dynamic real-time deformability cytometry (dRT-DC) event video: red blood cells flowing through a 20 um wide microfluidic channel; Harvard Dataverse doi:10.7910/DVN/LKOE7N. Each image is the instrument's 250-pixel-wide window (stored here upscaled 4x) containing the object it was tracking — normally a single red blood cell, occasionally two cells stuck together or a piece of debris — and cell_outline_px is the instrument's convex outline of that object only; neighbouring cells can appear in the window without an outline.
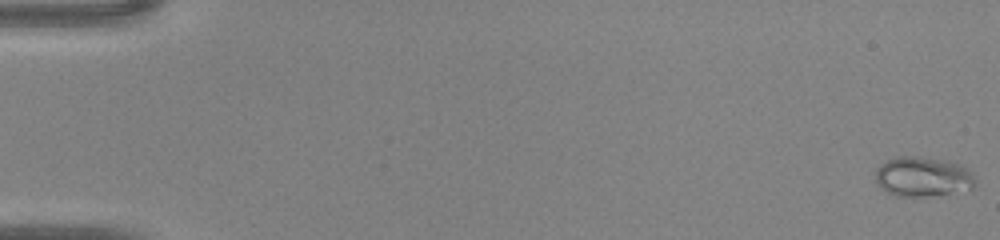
{"species": "common noctule bat (a hibernating species)", "species_latin": "Nyctalus noctula", "temperature_condition": "warm", "stored_images_in_passage": 47, "camera_frame_rate_fps": 3000, "um_per_image_px": 0.085, "animal": {"sex": "male", "body_mass_g": 20.0, "forearm_length_mm": 53.3}, "frame": {"image": 1, "passage_image": 1, "time_ms": 0.0, "image_size_px": [1000, 240], "cell_outline_px": [[976, 180], [972, 188], [924, 196], [896, 196], [888, 192], [876, 184], [876, 168], [880, 164], [896, 156], [920, 156], [944, 160], [960, 164]], "centroid_in_image_um": [78.36, 15.0], "position_along_channel_um": 6.6, "area_um2": 22.72}}
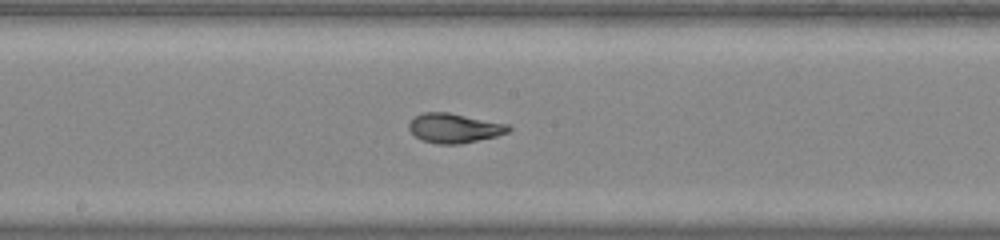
{"frame": {"image": 2, "passage_image": 26, "time_ms": 8.333, "image_size_px": [1000, 240], "cell_outline_px": [[512, 128], [508, 132], [496, 136], [460, 144], [436, 144], [420, 140], [408, 128], [408, 124], [416, 116], [424, 112], [448, 112], [508, 124]], "centroid_in_image_um": [38.61, 10.89], "position_along_channel_um": 209.6, "area_um2": 17.05}}
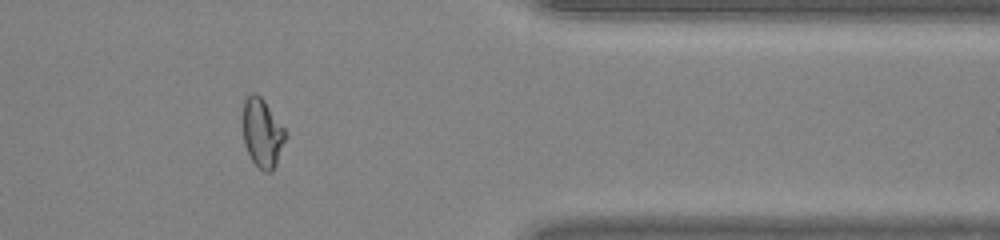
{"frame": {"image": 3, "passage_image": 39, "time_ms": 12.667, "image_size_px": [1000, 240], "cell_outline_px": [[288, 136], [276, 164], [272, 172], [264, 172], [252, 160], [244, 144], [244, 100], [252, 92], [256, 92], [264, 100], [288, 132]], "centroid_in_image_um": [22.34, 11.3], "position_along_channel_um": 389.1, "area_um2": 17.11}}